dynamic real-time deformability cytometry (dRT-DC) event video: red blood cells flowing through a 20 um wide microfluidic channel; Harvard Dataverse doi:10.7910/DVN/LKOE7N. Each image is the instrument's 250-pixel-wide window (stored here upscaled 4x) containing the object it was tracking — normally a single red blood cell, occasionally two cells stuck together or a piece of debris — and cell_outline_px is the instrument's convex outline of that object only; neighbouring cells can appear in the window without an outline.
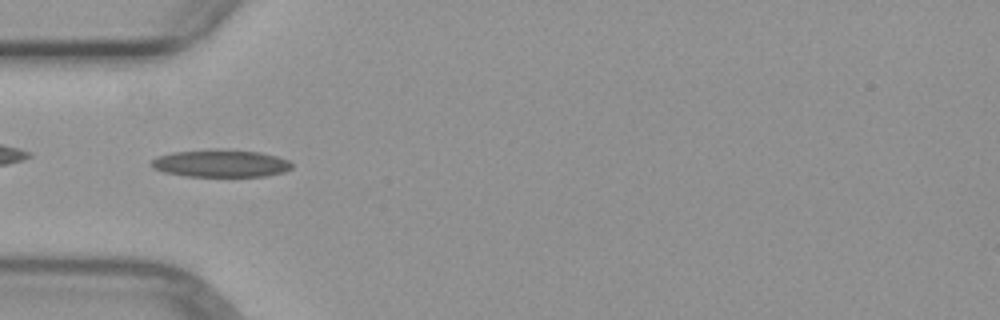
{"species": "common noctule bat (a hibernating species)", "species_latin": "Nyctalus noctula", "temperature_condition": "warm", "stored_images_in_passage": 5, "camera_frame_rate_fps": 3000, "um_per_image_px": 0.085, "animal": {"sex": "female", "body_mass_g": 29.2, "forearm_length_mm": 56.3}, "frame": {"image": 1, "passage_image": 5, "time_ms": 4.667, "image_size_px": [1000, 320], "cell_outline_px": [[292, 168], [284, 172], [264, 176], [184, 176], [164, 172], [152, 168], [148, 164], [156, 156], [172, 152], [208, 148], [260, 152], [276, 156], [288, 160], [292, 164]], "centroid_in_image_um": [18.7, 13.87], "position_along_channel_um": 66.3, "area_um2": 22.77}}